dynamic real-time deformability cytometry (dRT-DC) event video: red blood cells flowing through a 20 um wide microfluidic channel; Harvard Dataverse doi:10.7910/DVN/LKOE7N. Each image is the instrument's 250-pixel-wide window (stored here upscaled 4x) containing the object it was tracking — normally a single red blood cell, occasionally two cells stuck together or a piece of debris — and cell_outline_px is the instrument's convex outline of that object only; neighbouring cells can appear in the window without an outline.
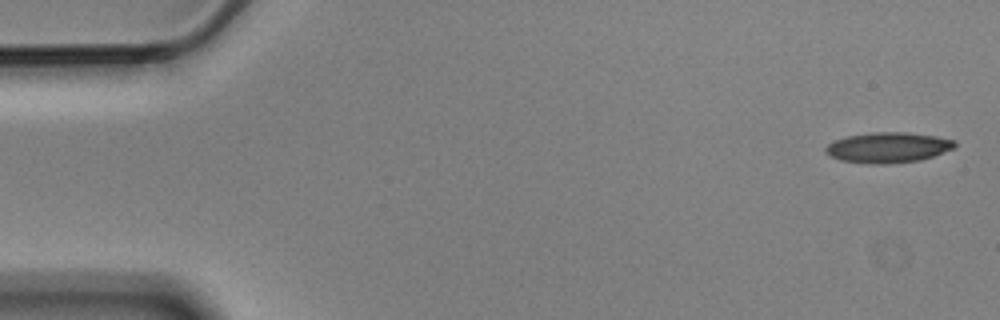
{"species": "Egyptian fruit bat (a non-hibernating species)", "species_latin": "Rousettus aegyptiacus", "temperature_condition": "cold", "stored_images_in_passage": 4, "camera_frame_rate_fps": 3000, "um_per_image_px": 0.085, "animal": {"sex": "male"}, "frame": {"image": 1, "passage_image": 1, "time_ms": 0.0, "image_size_px": [1000, 320], "cell_outline_px": [[956, 148], [920, 160], [888, 164], [872, 164], [840, 160], [824, 152], [824, 148], [828, 144], [836, 140], [848, 136], [872, 132], [904, 132], [936, 136], [956, 140]], "centroid_in_image_um": [75.5, 12.54], "position_along_channel_um": 9.5, "area_um2": 22.89}}
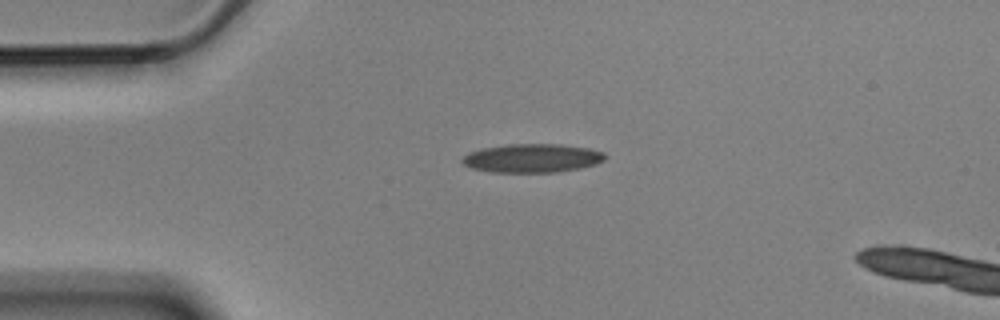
{"frame": {"image": 2, "passage_image": 4, "time_ms": 1.0, "image_size_px": [1000, 320], "cell_outline_px": [[604, 160], [580, 168], [556, 172], [492, 172], [472, 168], [464, 164], [460, 160], [468, 152], [484, 148], [508, 144], [560, 144], [588, 148], [604, 152]], "centroid_in_image_um": [45.2, 13.44], "position_along_channel_um": 39.8, "area_um2": 23.64}}